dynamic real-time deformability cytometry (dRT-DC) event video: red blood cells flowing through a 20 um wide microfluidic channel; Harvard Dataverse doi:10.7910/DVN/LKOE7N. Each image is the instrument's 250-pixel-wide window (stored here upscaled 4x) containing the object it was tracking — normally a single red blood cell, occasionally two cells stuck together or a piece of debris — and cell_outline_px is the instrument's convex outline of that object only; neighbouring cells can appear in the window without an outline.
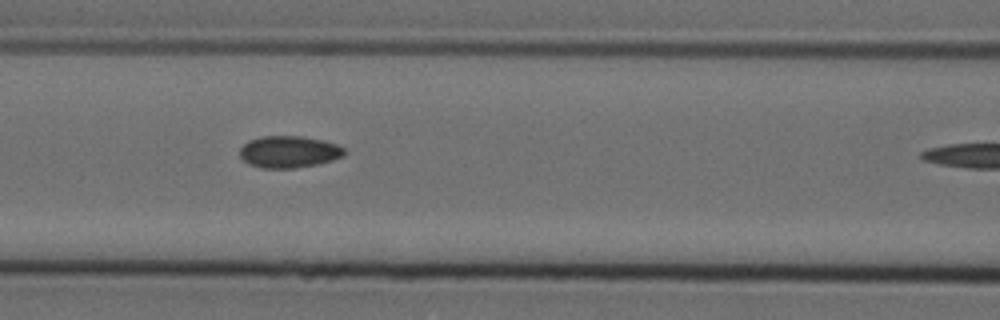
{"species": "Egyptian fruit bat (a non-hibernating species)", "species_latin": "Rousettus aegyptiacus", "temperature_condition": "cold", "stored_images_in_passage": 6, "camera_frame_rate_fps": 3000, "um_per_image_px": 0.085, "animal": {"sex": "female"}, "frame": {"image": 1, "passage_image": 5, "time_ms": 1.333, "image_size_px": [1000, 320], "cell_outline_px": [[348, 152], [344, 156], [332, 160], [316, 164], [296, 168], [264, 168], [248, 164], [240, 156], [240, 148], [248, 140], [260, 136], [300, 136], [324, 140], [336, 144], [344, 148]], "centroid_in_image_um": [24.57, 12.9], "position_along_channel_um": 142.0, "area_um2": 19.54}}